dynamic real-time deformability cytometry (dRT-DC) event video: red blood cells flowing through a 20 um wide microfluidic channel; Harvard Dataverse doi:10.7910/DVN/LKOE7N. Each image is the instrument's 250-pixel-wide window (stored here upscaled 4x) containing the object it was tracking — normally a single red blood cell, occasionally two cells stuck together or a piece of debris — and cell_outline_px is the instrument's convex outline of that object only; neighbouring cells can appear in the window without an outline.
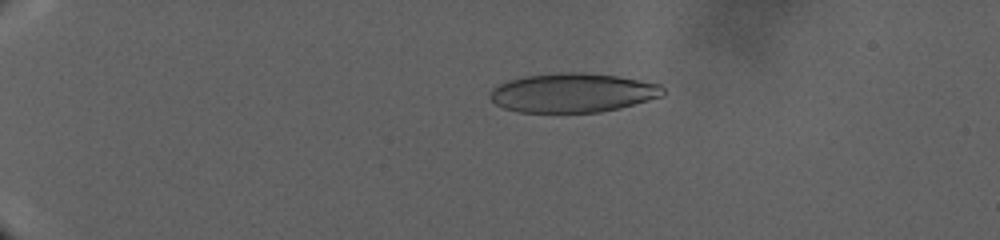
{"species": "human", "species_latin": "Homo sapiens", "temperature_condition": "warm", "stored_images_in_passage": 69, "camera_frame_rate_fps": 3000, "um_per_image_px": 0.085, "donor": {"sex": "male"}, "frame": {"image": 1, "passage_image": 16, "time_ms": 11.0, "image_size_px": [1000, 240], "cell_outline_px": [[664, 96], [620, 108], [600, 112], [516, 112], [504, 108], [496, 104], [488, 96], [488, 92], [496, 84], [508, 80], [524, 76], [556, 72], [584, 72], [616, 76], [660, 84], [664, 88]], "centroid_in_image_um": [48.64, 7.88], "position_along_channel_um": 36.4, "area_um2": 39.82}}
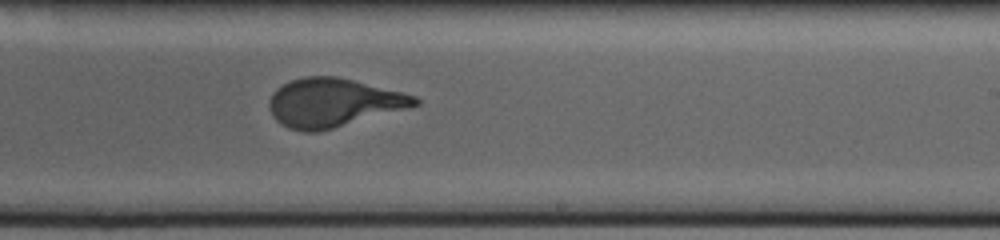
{"frame": {"image": 2, "passage_image": 44, "time_ms": 30.333, "image_size_px": [1000, 240], "cell_outline_px": [[420, 104], [332, 128], [316, 132], [304, 132], [288, 128], [280, 124], [272, 116], [268, 108], [268, 100], [272, 92], [276, 88], [292, 80], [308, 76], [336, 76], [404, 92], [416, 96], [420, 100]], "centroid_in_image_um": [28.27, 8.72], "position_along_channel_um": 260.7, "area_um2": 40.98}}
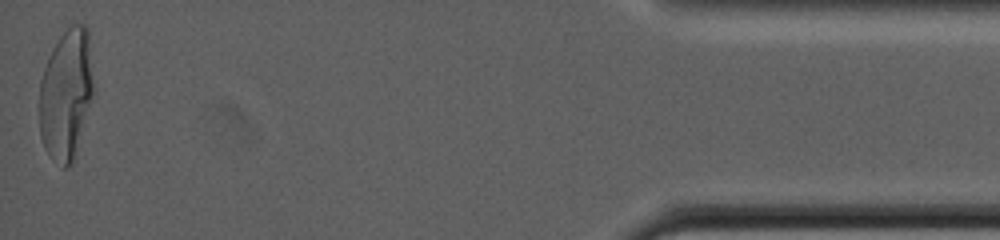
{"frame": {"image": 3, "passage_image": 68, "time_ms": 44.667, "image_size_px": [1000, 240], "cell_outline_px": [[96, 92], [72, 164], [68, 168], [64, 168], [52, 160], [44, 148], [40, 136], [40, 80], [44, 68], [60, 36], [72, 24], [84, 24], [88, 28], [96, 88]], "centroid_in_image_um": [5.68, 8.04], "position_along_channel_um": 429.5, "area_um2": 42.14}}